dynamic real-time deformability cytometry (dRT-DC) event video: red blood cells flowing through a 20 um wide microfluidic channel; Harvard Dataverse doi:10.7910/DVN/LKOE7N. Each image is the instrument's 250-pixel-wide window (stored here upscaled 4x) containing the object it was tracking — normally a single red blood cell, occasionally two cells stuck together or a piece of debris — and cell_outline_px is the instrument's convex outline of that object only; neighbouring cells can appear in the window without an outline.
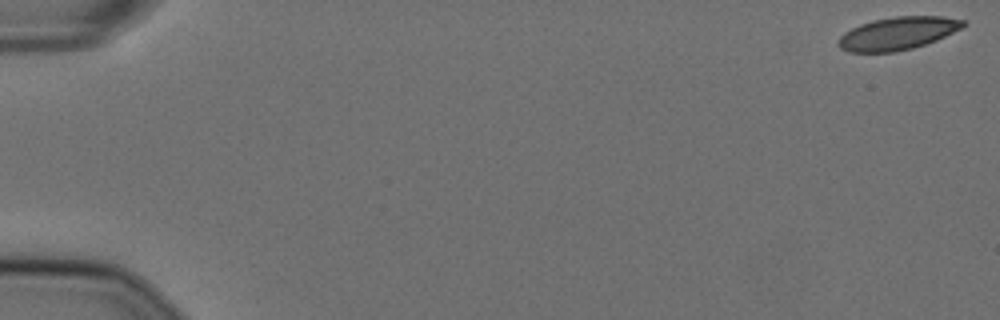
{"species": "Egyptian fruit bat (a non-hibernating species)", "species_latin": "Rousettus aegyptiacus", "temperature_condition": "cold", "stored_images_in_passage": 57, "camera_frame_rate_fps": 3000, "um_per_image_px": 0.085, "animal": {"sex": "female"}, "frame": {"image": 1, "passage_image": 1, "time_ms": 0.0, "image_size_px": [1000, 320], "cell_outline_px": [[968, 24], [936, 40], [912, 48], [892, 52], [848, 52], [840, 48], [836, 44], [840, 36], [844, 32], [860, 24], [872, 20], [896, 16], [944, 16], [964, 20]], "centroid_in_image_um": [76.27, 2.83], "position_along_channel_um": 8.7, "area_um2": 23.81}}
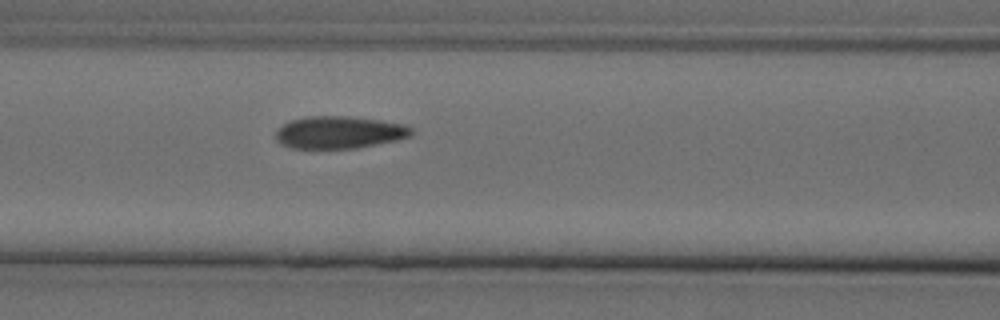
{"frame": {"image": 2, "passage_image": 25, "time_ms": 8.0, "image_size_px": [1000, 320], "cell_outline_px": [[412, 132], [408, 136], [396, 140], [356, 148], [292, 148], [280, 144], [276, 140], [276, 132], [284, 124], [292, 120], [308, 116], [348, 116], [380, 120], [404, 124], [412, 128]], "centroid_in_image_um": [28.82, 11.25], "position_along_channel_um": 137.8, "area_um2": 25.32}}
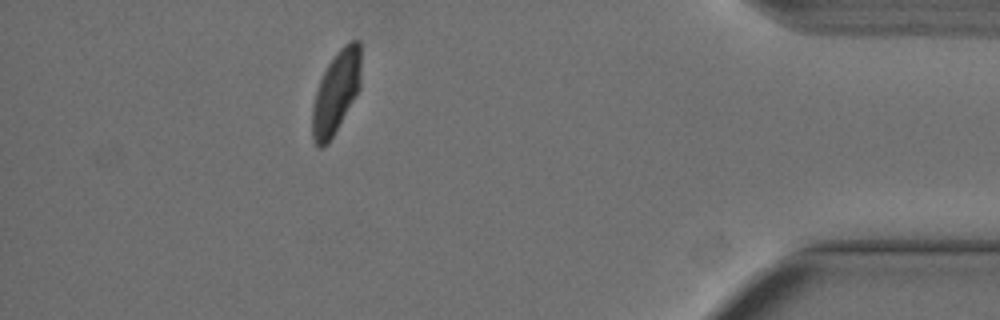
{"frame": {"image": 3, "passage_image": 51, "time_ms": 16.667, "image_size_px": [1000, 320], "cell_outline_px": [[360, 88], [328, 144], [324, 148], [316, 148], [312, 140], [312, 104], [320, 80], [328, 64], [336, 52], [348, 40], [360, 40]], "centroid_in_image_um": [28.54, 7.86], "position_along_channel_um": 406.7, "area_um2": 23.47}, "authors_computed_cell_mechanics": {"area_um2": 25.5476, "velocity_mm_per_s": 3.5968, "shape_relaxation_time_tau1_ms": 6.0831, "shape_relaxation_time_tau2_ms": 2.2199, "deformation_change_tau1": 0.1345, "deformation_change_tau2": 0.0374}}